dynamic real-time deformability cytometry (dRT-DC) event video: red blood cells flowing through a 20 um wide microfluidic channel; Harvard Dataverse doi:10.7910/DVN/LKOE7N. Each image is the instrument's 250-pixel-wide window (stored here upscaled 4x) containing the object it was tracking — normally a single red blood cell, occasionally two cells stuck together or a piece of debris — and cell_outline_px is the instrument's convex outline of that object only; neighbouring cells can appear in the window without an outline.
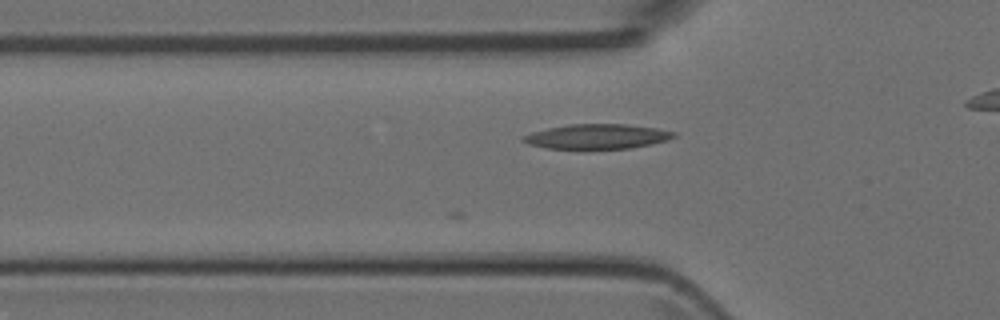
{"species": "Egyptian fruit bat (a non-hibernating species)", "species_latin": "Rousettus aegyptiacus", "temperature_condition": "room temperature", "stored_images_in_passage": 9, "camera_frame_rate_fps": 3000, "um_per_image_px": 0.085, "animal": {"sex": "female"}, "frame": {"image": 1, "passage_image": 9, "time_ms": 2.667, "image_size_px": [1000, 320], "cell_outline_px": [[676, 136], [668, 140], [652, 144], [632, 148], [548, 148], [528, 144], [520, 140], [520, 136], [532, 132], [548, 128], [568, 124], [628, 124], [656, 128], [676, 132]], "centroid_in_image_um": [50.75, 11.59], "position_along_channel_um": 75.0, "area_um2": 21.73}}